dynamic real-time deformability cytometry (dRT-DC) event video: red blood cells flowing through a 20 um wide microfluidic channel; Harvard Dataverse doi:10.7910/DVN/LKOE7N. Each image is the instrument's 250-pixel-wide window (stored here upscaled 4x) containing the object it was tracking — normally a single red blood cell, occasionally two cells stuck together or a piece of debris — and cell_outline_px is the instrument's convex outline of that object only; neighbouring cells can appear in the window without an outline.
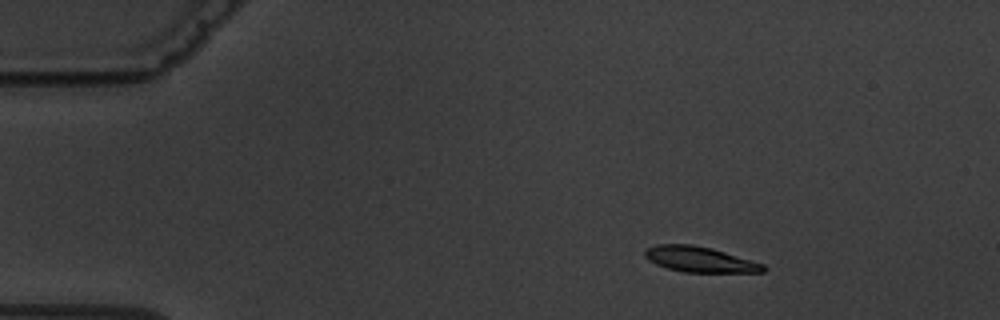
{"species": "common noctule bat (a hibernating species)", "species_latin": "Nyctalus noctula", "temperature_condition": "warm", "stored_images_in_passage": 4, "segment_of_instrument_passage": [1, 2], "camera_frame_rate_fps": 3000, "um_per_image_px": 0.085, "animal": {"sex": "male", "body_mass_g": 19.5, "forearm_length_mm": 54.6}, "frame": {"image": 1, "passage_image": 1, "time_ms": 0.0, "image_size_px": [1000, 320], "cell_outline_px": [[768, 268], [764, 272], [684, 272], [668, 268], [656, 264], [648, 260], [644, 256], [644, 252], [648, 248], [656, 244], [692, 244], [712, 248], [752, 260], [764, 264]], "centroid_in_image_um": [59.5, 22.04], "position_along_channel_um": 25.5, "area_um2": 17.63}}